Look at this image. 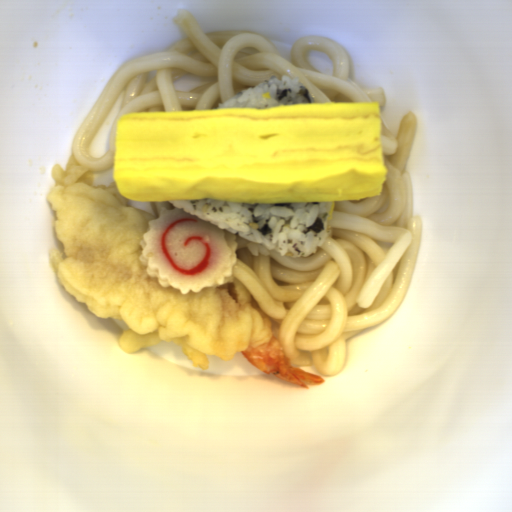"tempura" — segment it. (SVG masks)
Returning a JSON list of instances; mask_svg holds the SVG:
<instances>
[{
	"label": "tempura",
	"mask_w": 512,
	"mask_h": 512,
	"mask_svg": "<svg viewBox=\"0 0 512 512\" xmlns=\"http://www.w3.org/2000/svg\"><path fill=\"white\" fill-rule=\"evenodd\" d=\"M51 173L55 186L47 199L62 244L48 253L56 280L96 317L128 326L118 341L126 354L171 343L203 371L208 355L227 361L241 353L260 372L302 388L325 382L292 364L274 337L271 317L242 281L231 277L182 294L149 277L139 261L140 243L158 215L132 207L116 181L94 186V172L72 155L65 169L56 162Z\"/></svg>",
	"instance_id": "obj_1"
}]
</instances>
